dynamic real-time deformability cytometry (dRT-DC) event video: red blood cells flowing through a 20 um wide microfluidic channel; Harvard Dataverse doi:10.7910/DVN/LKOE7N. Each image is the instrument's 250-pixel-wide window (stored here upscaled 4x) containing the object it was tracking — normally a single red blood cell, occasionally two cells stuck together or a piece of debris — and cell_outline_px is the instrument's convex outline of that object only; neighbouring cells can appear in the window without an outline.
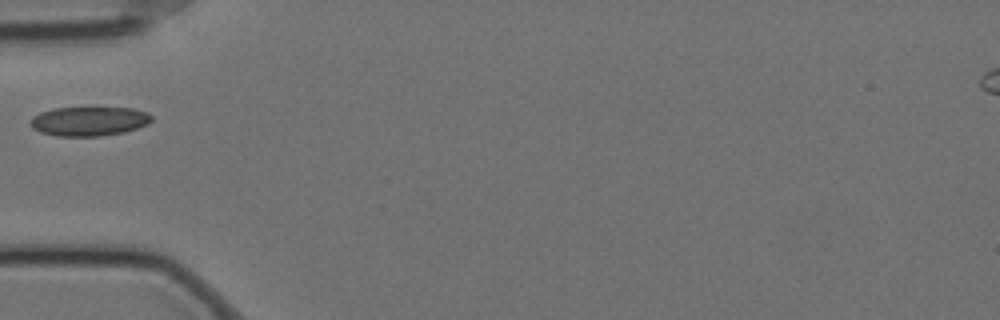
{"species": "Egyptian fruit bat (a non-hibernating species)", "species_latin": "Rousettus aegyptiacus", "temperature_condition": "cold", "stored_images_in_passage": 30, "camera_frame_rate_fps": 3000, "um_per_image_px": 0.085, "animal": {"sex": "female"}, "frame": {"image": 1, "passage_image": 1, "time_ms": 0.0, "image_size_px": [1000, 320], "cell_outline_px": [[152, 120], [148, 124], [124, 132], [100, 136], [56, 136], [40, 132], [32, 128], [28, 124], [28, 120], [32, 116], [40, 112], [52, 108], [88, 104], [96, 104], [132, 108], [148, 112], [152, 116]], "centroid_in_image_um": [7.54, 10.23], "position_along_channel_um": 77.5, "area_um2": 22.14}}
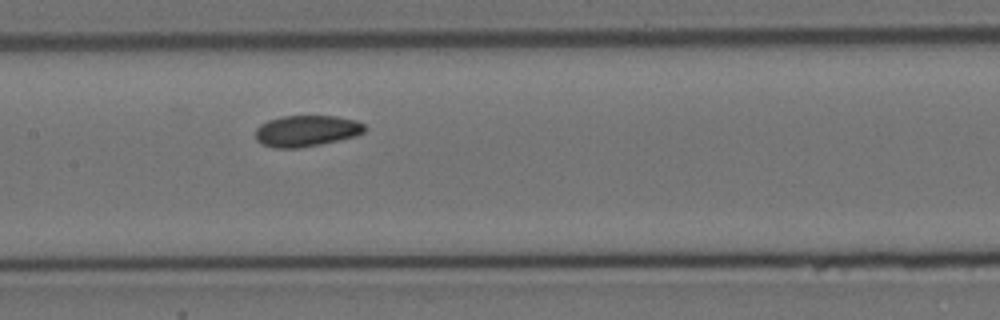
{"frame": {"image": 2, "passage_image": 10, "time_ms": 3.0, "image_size_px": [1000, 320], "cell_outline_px": [[368, 128], [364, 132], [356, 136], [320, 144], [296, 148], [272, 148], [260, 144], [256, 140], [256, 128], [260, 124], [268, 120], [280, 116], [336, 116], [356, 120], [364, 124]], "centroid_in_image_um": [26.04, 11.12], "position_along_channel_um": 181.4, "area_um2": 20.06}}
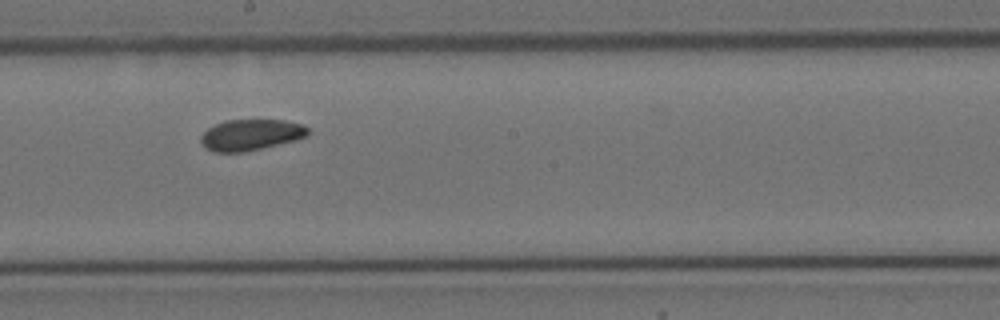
{"frame": {"image": 3, "passage_image": 14, "time_ms": 4.333, "image_size_px": [1000, 320], "cell_outline_px": [[308, 136], [296, 140], [244, 152], [212, 152], [204, 148], [200, 140], [200, 136], [208, 128], [224, 120], [284, 120], [304, 124], [308, 128]], "centroid_in_image_um": [21.31, 11.46], "position_along_channel_um": 226.9, "area_um2": 19.54}}